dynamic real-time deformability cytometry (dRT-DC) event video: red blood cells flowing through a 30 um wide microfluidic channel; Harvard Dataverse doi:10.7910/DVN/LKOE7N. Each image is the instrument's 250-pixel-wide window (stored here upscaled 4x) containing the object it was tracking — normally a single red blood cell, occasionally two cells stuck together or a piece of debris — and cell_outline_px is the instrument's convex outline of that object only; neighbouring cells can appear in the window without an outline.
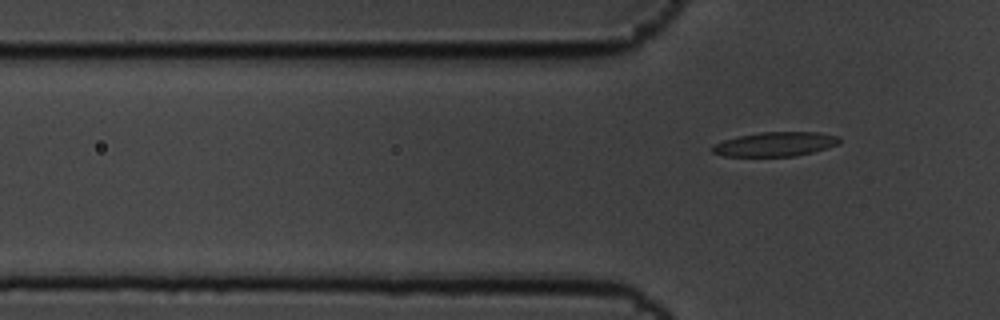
{"species": "common noctule bat (a hibernating species)", "species_latin": "Nyctalus noctula", "temperature_condition": "cold", "stored_images_in_passage": 4, "camera_frame_rate_fps": 3000, "um_per_image_px": 0.085, "animal": {"sex": "male", "body_mass_g": 19.5, "forearm_length_mm": 54.6}, "frame": {"image": 1, "passage_image": 4, "time_ms": 1.0, "image_size_px": [1000, 320], "cell_outline_px": [[840, 144], [812, 152], [796, 156], [724, 156], [712, 152], [712, 144], [724, 140], [740, 136], [760, 132], [816, 132], [840, 136]], "centroid_in_image_um": [65.91, 12.25], "position_along_channel_um": 59.9, "area_um2": 17.98}}